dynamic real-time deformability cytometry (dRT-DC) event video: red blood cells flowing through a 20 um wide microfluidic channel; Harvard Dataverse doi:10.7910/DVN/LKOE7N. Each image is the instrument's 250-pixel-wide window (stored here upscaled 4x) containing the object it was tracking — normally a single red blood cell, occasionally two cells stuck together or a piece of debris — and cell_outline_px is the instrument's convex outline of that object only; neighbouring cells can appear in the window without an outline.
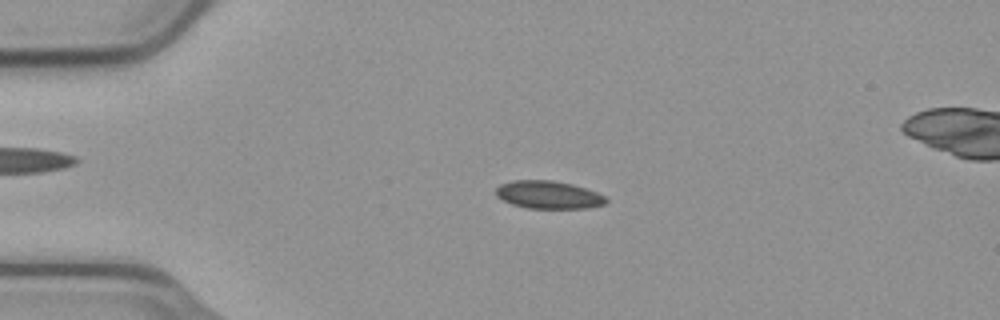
{"species": "common noctule bat (a hibernating species)", "species_latin": "Nyctalus noctula", "temperature_condition": "cold", "stored_images_in_passage": 56, "segment_of_instrument_passage": [1, 2], "camera_frame_rate_fps": 3000, "um_per_image_px": 0.085, "animal": {"sex": "male", "body_mass_g": 23.1, "forearm_length_mm": 52.7}, "frame": {"image": 1, "passage_image": 13, "time_ms": 4.0, "image_size_px": [1000, 320], "cell_outline_px": [[608, 200], [604, 204], [588, 208], [528, 208], [512, 204], [496, 196], [496, 188], [500, 184], [512, 180], [552, 180], [572, 184], [596, 192], [604, 196]], "centroid_in_image_um": [46.6, 16.55], "position_along_channel_um": 38.4, "area_um2": 17.74}}
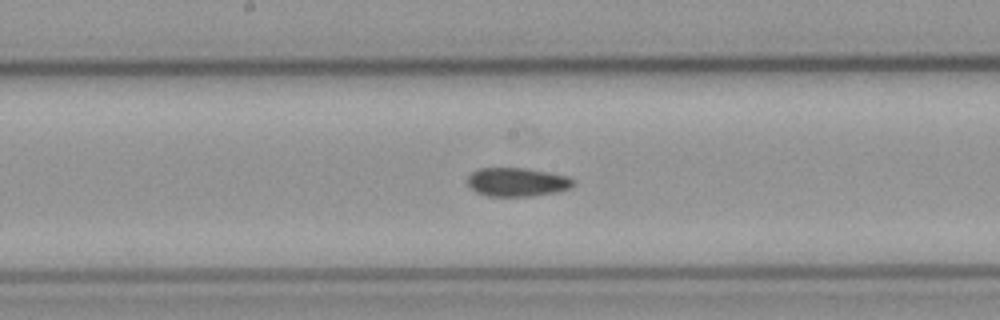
{"frame": {"image": 2, "passage_image": 29, "time_ms": 9.333, "image_size_px": [1000, 320], "cell_outline_px": [[576, 184], [572, 188], [556, 192], [532, 196], [488, 196], [476, 192], [468, 184], [468, 176], [472, 172], [480, 168], [524, 168], [548, 172], [568, 176]], "centroid_in_image_um": [43.98, 15.48], "position_along_channel_um": 204.2, "area_um2": 17.69}}
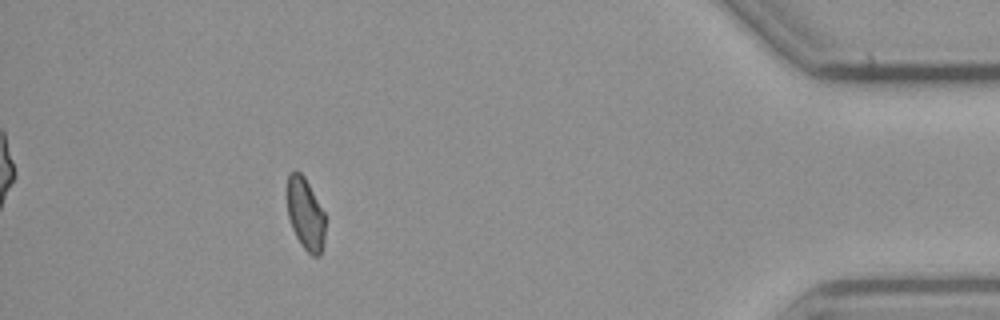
{"frame": {"image": 3, "passage_image": 50, "time_ms": 16.333, "image_size_px": [1000, 320], "cell_outline_px": [[324, 244], [320, 256], [312, 256], [300, 244], [292, 228], [288, 216], [288, 172], [296, 168], [304, 176], [324, 212]], "centroid_in_image_um": [25.96, 18.18], "position_along_channel_um": 409.2, "area_um2": 15.95}}